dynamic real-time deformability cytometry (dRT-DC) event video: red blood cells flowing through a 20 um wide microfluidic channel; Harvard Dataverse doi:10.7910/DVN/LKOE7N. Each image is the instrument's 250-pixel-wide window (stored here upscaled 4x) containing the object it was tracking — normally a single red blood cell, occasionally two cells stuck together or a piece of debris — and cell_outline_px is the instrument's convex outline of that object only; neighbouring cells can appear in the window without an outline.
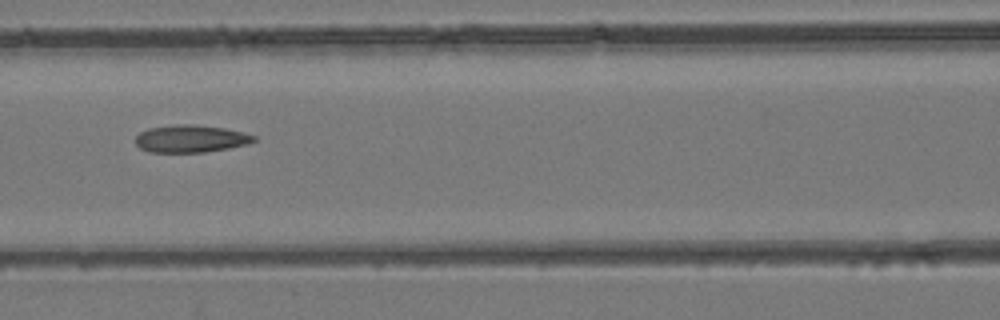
{"species": "common noctule bat (a hibernating species)", "species_latin": "Nyctalus noctula", "temperature_condition": "room temperature", "stored_images_in_passage": 6, "camera_frame_rate_fps": 3000, "um_per_image_px": 0.085, "animal": {"sex": "female", "body_mass_g": 24.6, "forearm_length_mm": 56.2}, "frame": {"image": 1, "passage_image": 4, "time_ms": 3.333, "image_size_px": [1000, 320], "cell_outline_px": [[256, 140], [248, 144], [228, 148], [204, 152], [148, 152], [140, 148], [136, 144], [136, 136], [140, 132], [148, 128], [176, 124], [192, 124], [224, 128], [256, 136]], "centroid_in_image_um": [16.18, 11.79], "position_along_channel_um": 150.4, "area_um2": 18.84}}
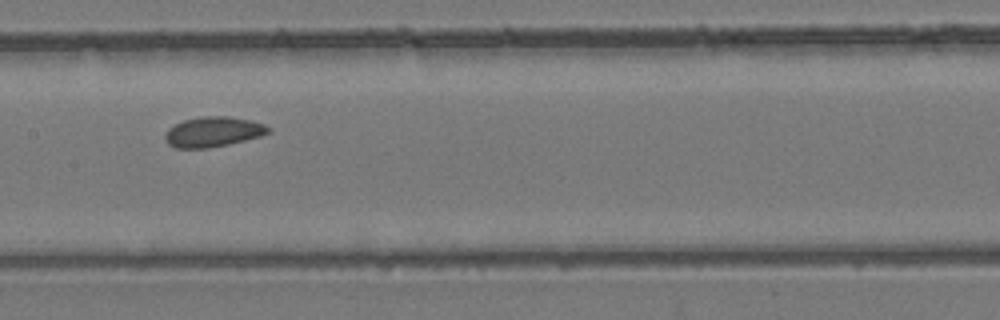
{"frame": {"image": 2, "passage_image": 5, "time_ms": 6.0, "image_size_px": [1000, 320], "cell_outline_px": [[272, 128], [268, 132], [260, 136], [228, 144], [208, 148], [176, 148], [168, 144], [164, 136], [168, 128], [184, 120], [200, 116], [228, 116], [248, 120], [264, 124]], "centroid_in_image_um": [18.09, 11.2], "position_along_channel_um": 189.3, "area_um2": 17.98}}